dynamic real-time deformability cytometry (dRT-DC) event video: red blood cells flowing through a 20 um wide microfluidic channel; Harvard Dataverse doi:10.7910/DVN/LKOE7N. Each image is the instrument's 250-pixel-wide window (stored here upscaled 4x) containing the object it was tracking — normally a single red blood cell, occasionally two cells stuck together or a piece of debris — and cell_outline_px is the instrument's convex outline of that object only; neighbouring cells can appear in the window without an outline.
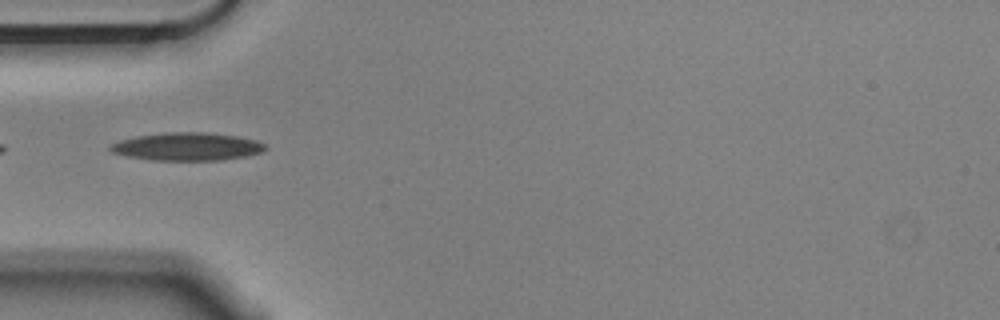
{"species": "Egyptian fruit bat (a non-hibernating species)", "species_latin": "Rousettus aegyptiacus", "temperature_condition": "cold", "stored_images_in_passage": 6, "camera_frame_rate_fps": 3000, "um_per_image_px": 0.085, "animal": {"sex": "male"}, "frame": {"image": 1, "passage_image": 5, "time_ms": 1.333, "image_size_px": [1000, 320], "cell_outline_px": [[268, 148], [260, 152], [244, 156], [220, 160], [152, 160], [128, 156], [112, 152], [108, 148], [112, 144], [120, 140], [136, 136], [168, 132], [204, 132], [236, 136], [256, 140], [264, 144]], "centroid_in_image_um": [15.9, 12.45], "position_along_channel_um": 69.1, "area_um2": 24.97}}
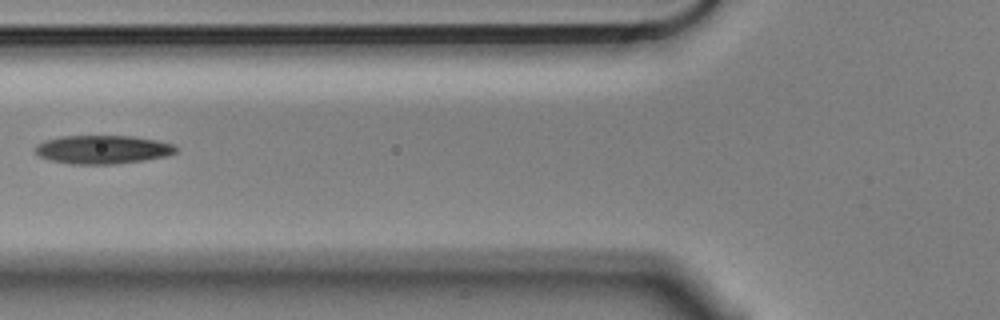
{"frame": {"image": 2, "passage_image": 6, "time_ms": 1.667, "image_size_px": [1000, 320], "cell_outline_px": [[176, 152], [168, 156], [144, 160], [116, 164], [68, 164], [52, 160], [40, 156], [36, 152], [36, 144], [44, 140], [64, 136], [132, 136], [156, 140], [172, 144], [176, 148]], "centroid_in_image_um": [8.73, 12.71], "position_along_channel_um": 117.1, "area_um2": 23.29}}